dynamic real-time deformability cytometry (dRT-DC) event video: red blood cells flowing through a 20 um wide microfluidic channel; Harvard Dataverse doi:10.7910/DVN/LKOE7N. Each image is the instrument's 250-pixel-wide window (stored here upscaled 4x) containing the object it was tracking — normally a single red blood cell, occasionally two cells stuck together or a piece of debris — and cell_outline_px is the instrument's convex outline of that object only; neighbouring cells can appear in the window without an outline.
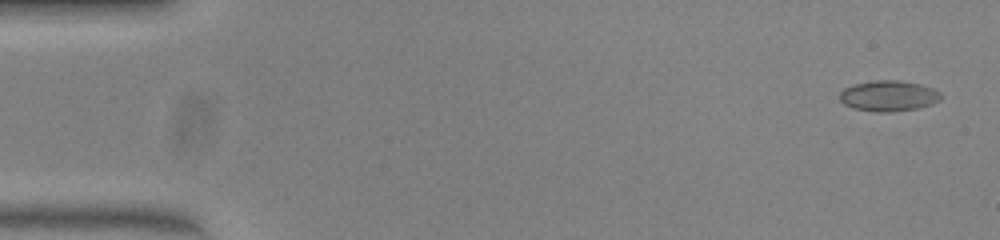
{"species": "common noctule bat (a hibernating species)", "species_latin": "Nyctalus noctula", "temperature_condition": "warm", "stored_images_in_passage": 51, "camera_frame_rate_fps": 3000, "um_per_image_px": 0.085, "animal": {"sex": "female", "body_mass_g": 23.0, "forearm_length_mm": 53.4}, "frame": {"image": 1, "passage_image": 2, "time_ms": 0.333, "image_size_px": [1000, 240], "cell_outline_px": [[940, 100], [932, 104], [916, 108], [888, 112], [876, 112], [852, 108], [844, 104], [840, 100], [840, 92], [844, 88], [852, 84], [876, 80], [900, 80], [920, 84], [932, 88], [940, 92]], "centroid_in_image_um": [75.5, 8.14], "position_along_channel_um": 9.5, "area_um2": 18.09}}
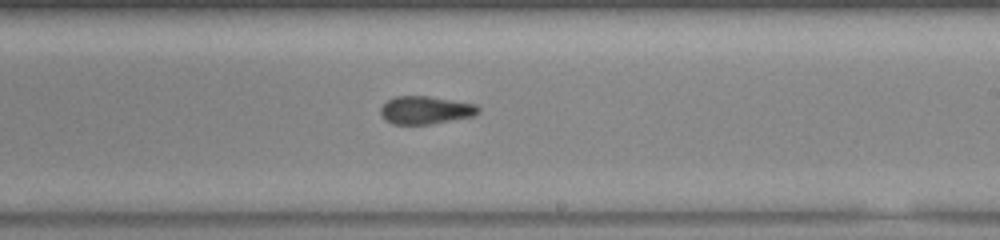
{"frame": {"image": 2, "passage_image": 30, "time_ms": 9.667, "image_size_px": [1000, 240], "cell_outline_px": [[480, 112], [472, 116], [428, 124], [392, 124], [380, 112], [380, 108], [388, 100], [396, 96], [428, 96], [476, 104], [480, 108]], "centroid_in_image_um": [36.19, 9.35], "position_along_channel_um": 252.8, "area_um2": 15.61}}
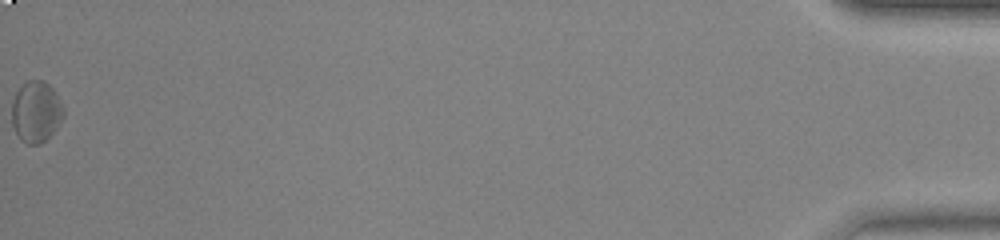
{"frame": {"image": 3, "passage_image": 51, "time_ms": 16.667, "image_size_px": [1000, 240], "cell_outline_px": [[64, 116], [56, 128], [40, 144], [28, 144], [20, 140], [12, 124], [12, 100], [16, 92], [28, 80], [44, 80], [52, 88], [64, 108]], "centroid_in_image_um": [3.06, 9.5], "position_along_channel_um": 432.1, "area_um2": 18.26}, "authors_computed_cell_mechanics": {"area_um2": 16.473, "velocity_mm_per_s": 4.0527, "shape_relaxation_time_tau1_ms": null, "shape_relaxation_time_tau2_ms": 2.3249, "deformation_change_tau1": null, "deformation_change_tau2": 0.0742}}